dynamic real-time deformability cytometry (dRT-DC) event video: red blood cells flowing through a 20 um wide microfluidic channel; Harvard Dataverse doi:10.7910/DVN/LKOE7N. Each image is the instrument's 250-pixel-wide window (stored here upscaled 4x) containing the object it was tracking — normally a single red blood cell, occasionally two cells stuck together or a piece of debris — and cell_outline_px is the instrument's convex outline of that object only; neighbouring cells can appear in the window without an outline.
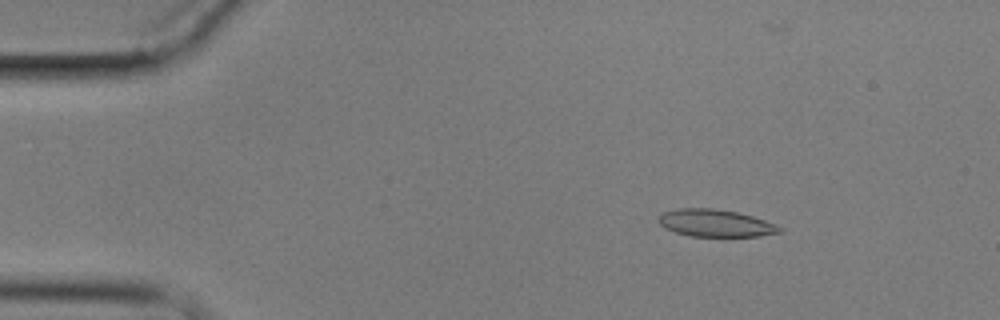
{"species": "common noctule bat (a hibernating species)", "species_latin": "Nyctalus noctula", "temperature_condition": "cold", "stored_images_in_passage": 4, "camera_frame_rate_fps": 3000, "um_per_image_px": 0.085, "animal": {"sex": "male", "body_mass_g": 17.9}, "frame": {"image": 1, "passage_image": 2, "time_ms": 1.333, "image_size_px": [1000, 320], "cell_outline_px": [[784, 232], [760, 236], [692, 236], [676, 232], [664, 228], [660, 224], [660, 216], [664, 212], [680, 208], [712, 208], [736, 212], [752, 216], [776, 224], [784, 228]], "centroid_in_image_um": [60.88, 18.97], "position_along_channel_um": 24.1, "area_um2": 19.13}}